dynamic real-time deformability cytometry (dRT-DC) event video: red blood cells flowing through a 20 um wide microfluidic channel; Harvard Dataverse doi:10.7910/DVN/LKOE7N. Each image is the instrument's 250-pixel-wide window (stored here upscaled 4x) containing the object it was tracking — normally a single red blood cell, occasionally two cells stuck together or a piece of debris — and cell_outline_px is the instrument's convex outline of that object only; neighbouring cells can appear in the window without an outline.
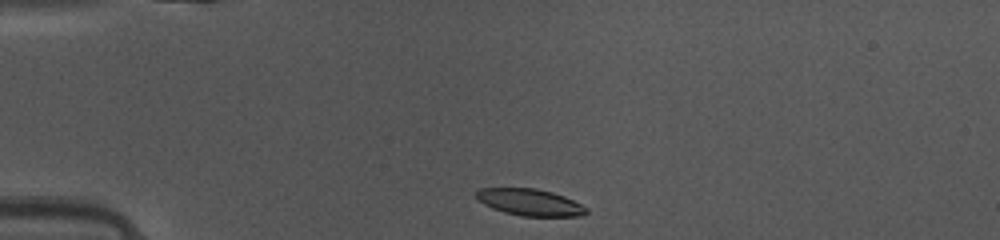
{"species": "common noctule bat (a hibernating species)", "species_latin": "Nyctalus noctula", "temperature_condition": "warm", "stored_images_in_passage": 38, "camera_frame_rate_fps": 3000, "um_per_image_px": 0.085, "animal": {"sex": "female", "body_mass_g": 10.0, "forearm_length_mm": 53.1}, "frame": {"image": 1, "passage_image": 1, "time_ms": 0.0, "image_size_px": [1000, 240], "cell_outline_px": [[588, 212], [580, 216], [520, 216], [504, 212], [492, 208], [476, 200], [476, 192], [480, 188], [536, 188], [552, 192], [564, 196], [588, 208]], "centroid_in_image_um": [45.02, 17.19], "position_along_channel_um": 40.0, "area_um2": 17.17}}
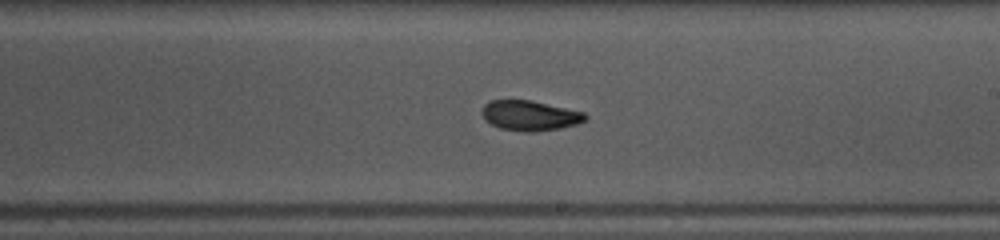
{"frame": {"image": 2, "passage_image": 18, "time_ms": 5.667, "image_size_px": [1000, 240], "cell_outline_px": [[588, 120], [576, 124], [560, 128], [536, 132], [524, 132], [500, 128], [484, 120], [480, 112], [484, 104], [492, 100], [532, 100], [584, 112], [588, 116]], "centroid_in_image_um": [45.04, 9.82], "position_along_channel_um": 244.0, "area_um2": 18.32}}
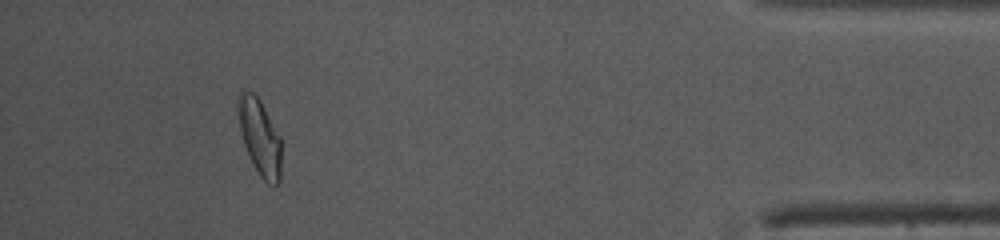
{"frame": {"image": 3, "passage_image": 34, "time_ms": 11.0, "image_size_px": [1000, 240], "cell_outline_px": [[280, 180], [276, 184], [268, 184], [260, 176], [252, 164], [248, 156], [240, 132], [236, 100], [240, 92], [252, 92], [260, 100], [280, 136]], "centroid_in_image_um": [22.05, 11.65], "position_along_channel_um": 413.1, "area_um2": 19.07}, "authors_computed_cell_mechanics": {"area_um2": 18.2648, "velocity_mm_per_s": 4.1401, "shape_relaxation_time_tau1_ms": 4.4302, "shape_relaxation_time_tau2_ms": 2.1457, "deformation_change_tau1": 0.1525, "deformation_change_tau2": 0.0732}}